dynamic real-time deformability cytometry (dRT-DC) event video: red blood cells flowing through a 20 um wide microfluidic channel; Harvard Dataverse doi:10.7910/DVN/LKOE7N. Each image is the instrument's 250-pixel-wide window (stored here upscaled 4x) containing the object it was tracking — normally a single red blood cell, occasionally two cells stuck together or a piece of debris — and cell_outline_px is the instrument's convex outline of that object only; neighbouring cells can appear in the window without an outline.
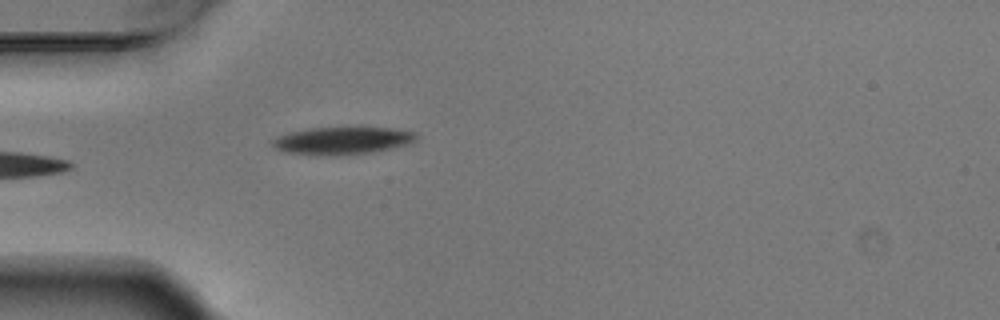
{"species": "Egyptian fruit bat (a non-hibernating species)", "species_latin": "Rousettus aegyptiacus", "temperature_condition": "warm", "stored_images_in_passage": 5, "camera_frame_rate_fps": 3000, "um_per_image_px": 0.085, "animal": {"sex": "male"}, "frame": {"image": 1, "passage_image": 5, "time_ms": 1.333, "image_size_px": [1000, 320], "cell_outline_px": [[420, 140], [412, 144], [372, 152], [340, 156], [316, 156], [288, 152], [276, 148], [272, 144], [272, 140], [276, 136], [288, 132], [308, 128], [360, 124], [392, 128], [416, 132]], "centroid_in_image_um": [29.19, 11.91], "position_along_channel_um": 55.8, "area_um2": 24.68}}